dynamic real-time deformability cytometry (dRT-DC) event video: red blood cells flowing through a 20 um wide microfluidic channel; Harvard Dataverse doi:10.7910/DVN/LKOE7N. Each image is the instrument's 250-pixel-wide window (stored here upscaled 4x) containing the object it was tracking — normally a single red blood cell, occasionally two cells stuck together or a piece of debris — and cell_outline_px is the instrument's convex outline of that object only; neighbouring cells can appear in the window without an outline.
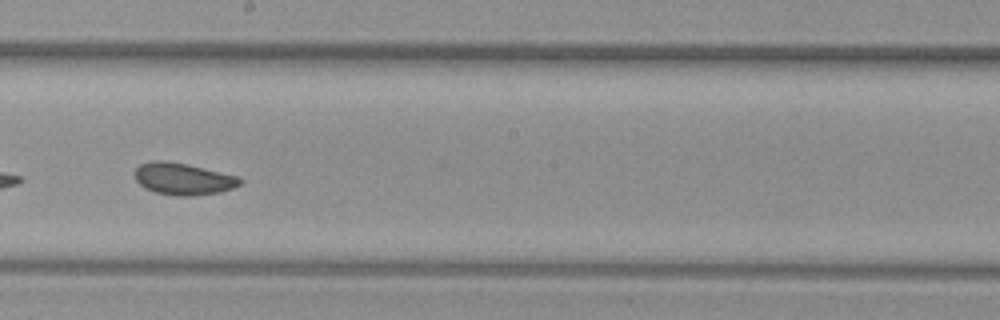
{"species": "common noctule bat (a hibernating species)", "species_latin": "Nyctalus noctula", "temperature_condition": "warm", "stored_images_in_passage": 35, "camera_frame_rate_fps": 3000, "um_per_image_px": 0.085, "animal": {"sex": "female", "body_mass_g": 29.2, "forearm_length_mm": 56.3}, "frame": {"image": 1, "passage_image": 25, "time_ms": 8.0, "image_size_px": [1000, 320], "cell_outline_px": [[244, 180], [240, 184], [232, 188], [220, 192], [192, 196], [180, 196], [156, 192], [144, 188], [136, 180], [132, 172], [140, 164], [152, 160], [168, 160], [240, 176]], "centroid_in_image_um": [15.56, 15.19], "position_along_channel_um": 232.6, "area_um2": 19.77}}
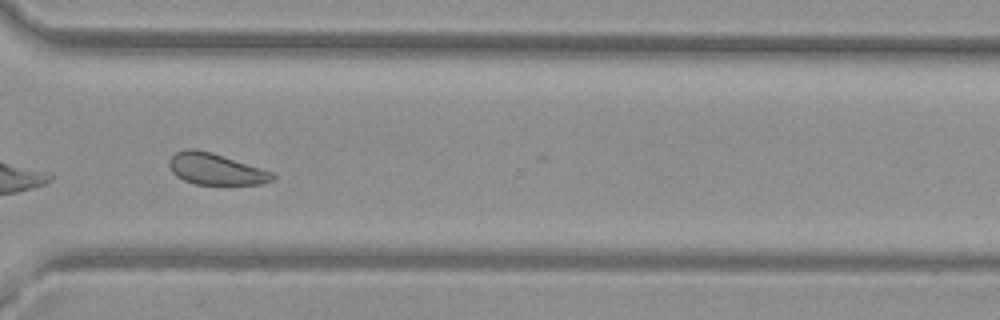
{"frame": {"image": 2, "passage_image": 34, "time_ms": 11.0, "image_size_px": [1000, 320], "cell_outline_px": [[276, 176], [272, 180], [260, 184], [196, 184], [184, 180], [176, 176], [172, 172], [168, 164], [168, 160], [176, 152], [188, 148], [196, 148], [212, 152], [272, 172]], "centroid_in_image_um": [18.29, 14.36], "position_along_channel_um": 352.3, "area_um2": 18.79}}